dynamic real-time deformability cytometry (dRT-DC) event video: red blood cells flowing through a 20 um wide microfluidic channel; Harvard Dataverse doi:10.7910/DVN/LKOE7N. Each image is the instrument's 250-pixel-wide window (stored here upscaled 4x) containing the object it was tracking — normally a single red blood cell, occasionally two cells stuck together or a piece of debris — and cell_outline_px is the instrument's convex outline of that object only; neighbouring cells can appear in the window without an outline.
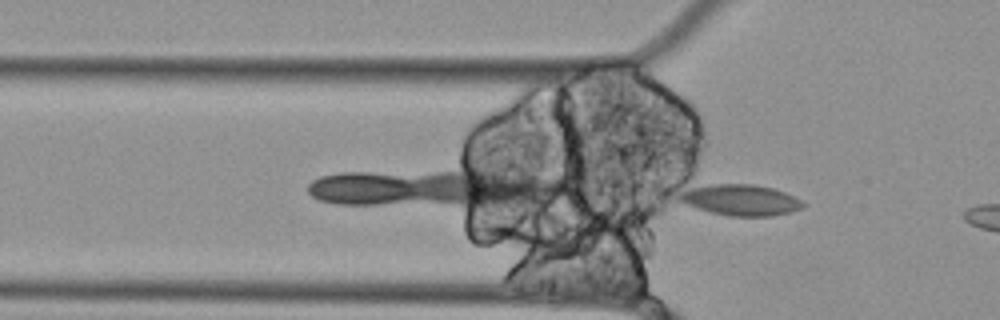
{"species": "Egyptian fruit bat (a non-hibernating species)", "species_latin": "Rousettus aegyptiacus", "temperature_condition": "cold", "stored_images_in_passage": 2, "camera_frame_rate_fps": 3000, "um_per_image_px": 0.085, "animal": {"sex": "female"}, "frame": {"image": 1, "passage_image": 2, "time_ms": 0.333, "image_size_px": [1000, 320], "cell_outline_px": [[804, 204], [800, 208], [788, 212], [772, 216], [728, 216], [696, 208], [680, 200], [680, 180], [684, 176], [756, 184], [772, 188], [784, 192], [800, 200]], "centroid_in_image_um": [62.55, 16.82], "position_along_channel_um": 63.3, "area_um2": 24.91}}